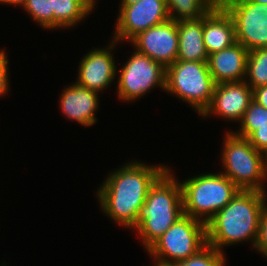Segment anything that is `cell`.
<instances>
[{"instance_id":"obj_15","label":"cell","mask_w":267,"mask_h":266,"mask_svg":"<svg viewBox=\"0 0 267 266\" xmlns=\"http://www.w3.org/2000/svg\"><path fill=\"white\" fill-rule=\"evenodd\" d=\"M98 92L81 87L76 83L64 88L60 96V108L68 119L83 126L96 123L95 112L98 110Z\"/></svg>"},{"instance_id":"obj_23","label":"cell","mask_w":267,"mask_h":266,"mask_svg":"<svg viewBox=\"0 0 267 266\" xmlns=\"http://www.w3.org/2000/svg\"><path fill=\"white\" fill-rule=\"evenodd\" d=\"M23 8L40 26L52 29V0H27Z\"/></svg>"},{"instance_id":"obj_13","label":"cell","mask_w":267,"mask_h":266,"mask_svg":"<svg viewBox=\"0 0 267 266\" xmlns=\"http://www.w3.org/2000/svg\"><path fill=\"white\" fill-rule=\"evenodd\" d=\"M252 100L253 89L245 81L216 84L212 101L201 116L217 114L240 123Z\"/></svg>"},{"instance_id":"obj_8","label":"cell","mask_w":267,"mask_h":266,"mask_svg":"<svg viewBox=\"0 0 267 266\" xmlns=\"http://www.w3.org/2000/svg\"><path fill=\"white\" fill-rule=\"evenodd\" d=\"M166 68L135 50L120 69L117 94L124 102L141 98L154 87L165 91Z\"/></svg>"},{"instance_id":"obj_11","label":"cell","mask_w":267,"mask_h":266,"mask_svg":"<svg viewBox=\"0 0 267 266\" xmlns=\"http://www.w3.org/2000/svg\"><path fill=\"white\" fill-rule=\"evenodd\" d=\"M135 50L167 68L177 60L178 30L177 21H167L153 26L130 41Z\"/></svg>"},{"instance_id":"obj_18","label":"cell","mask_w":267,"mask_h":266,"mask_svg":"<svg viewBox=\"0 0 267 266\" xmlns=\"http://www.w3.org/2000/svg\"><path fill=\"white\" fill-rule=\"evenodd\" d=\"M95 0H52V30L78 24L95 9Z\"/></svg>"},{"instance_id":"obj_25","label":"cell","mask_w":267,"mask_h":266,"mask_svg":"<svg viewBox=\"0 0 267 266\" xmlns=\"http://www.w3.org/2000/svg\"><path fill=\"white\" fill-rule=\"evenodd\" d=\"M254 248L267 258V209L260 220L258 239Z\"/></svg>"},{"instance_id":"obj_22","label":"cell","mask_w":267,"mask_h":266,"mask_svg":"<svg viewBox=\"0 0 267 266\" xmlns=\"http://www.w3.org/2000/svg\"><path fill=\"white\" fill-rule=\"evenodd\" d=\"M225 263L224 252H220L207 244L192 257L177 261L170 266H225Z\"/></svg>"},{"instance_id":"obj_28","label":"cell","mask_w":267,"mask_h":266,"mask_svg":"<svg viewBox=\"0 0 267 266\" xmlns=\"http://www.w3.org/2000/svg\"><path fill=\"white\" fill-rule=\"evenodd\" d=\"M27 2V0H0V3H4L7 5H14V6H18L21 5V7H23V5Z\"/></svg>"},{"instance_id":"obj_26","label":"cell","mask_w":267,"mask_h":266,"mask_svg":"<svg viewBox=\"0 0 267 266\" xmlns=\"http://www.w3.org/2000/svg\"><path fill=\"white\" fill-rule=\"evenodd\" d=\"M8 58L5 50H0V97L9 91Z\"/></svg>"},{"instance_id":"obj_4","label":"cell","mask_w":267,"mask_h":266,"mask_svg":"<svg viewBox=\"0 0 267 266\" xmlns=\"http://www.w3.org/2000/svg\"><path fill=\"white\" fill-rule=\"evenodd\" d=\"M180 185L184 214L205 224L240 191L221 172L200 174Z\"/></svg>"},{"instance_id":"obj_5","label":"cell","mask_w":267,"mask_h":266,"mask_svg":"<svg viewBox=\"0 0 267 266\" xmlns=\"http://www.w3.org/2000/svg\"><path fill=\"white\" fill-rule=\"evenodd\" d=\"M221 153L225 169L222 174L228 177L240 190L266 193L263 184L267 180L266 156L259 152L247 138L231 132L225 134Z\"/></svg>"},{"instance_id":"obj_27","label":"cell","mask_w":267,"mask_h":266,"mask_svg":"<svg viewBox=\"0 0 267 266\" xmlns=\"http://www.w3.org/2000/svg\"><path fill=\"white\" fill-rule=\"evenodd\" d=\"M253 100L267 108V85L253 89Z\"/></svg>"},{"instance_id":"obj_29","label":"cell","mask_w":267,"mask_h":266,"mask_svg":"<svg viewBox=\"0 0 267 266\" xmlns=\"http://www.w3.org/2000/svg\"><path fill=\"white\" fill-rule=\"evenodd\" d=\"M214 7H222L227 0H208Z\"/></svg>"},{"instance_id":"obj_6","label":"cell","mask_w":267,"mask_h":266,"mask_svg":"<svg viewBox=\"0 0 267 266\" xmlns=\"http://www.w3.org/2000/svg\"><path fill=\"white\" fill-rule=\"evenodd\" d=\"M215 85L207 62L176 60L166 68L165 91L190 104L199 115L209 107Z\"/></svg>"},{"instance_id":"obj_7","label":"cell","mask_w":267,"mask_h":266,"mask_svg":"<svg viewBox=\"0 0 267 266\" xmlns=\"http://www.w3.org/2000/svg\"><path fill=\"white\" fill-rule=\"evenodd\" d=\"M206 245V224L184 214L147 249V252L154 258L155 264L170 266L192 257Z\"/></svg>"},{"instance_id":"obj_1","label":"cell","mask_w":267,"mask_h":266,"mask_svg":"<svg viewBox=\"0 0 267 266\" xmlns=\"http://www.w3.org/2000/svg\"><path fill=\"white\" fill-rule=\"evenodd\" d=\"M168 168L134 161L114 170L97 191L101 210L116 224L135 229L150 187Z\"/></svg>"},{"instance_id":"obj_14","label":"cell","mask_w":267,"mask_h":266,"mask_svg":"<svg viewBox=\"0 0 267 266\" xmlns=\"http://www.w3.org/2000/svg\"><path fill=\"white\" fill-rule=\"evenodd\" d=\"M249 51L240 43L208 55V68L215 84L242 82L246 78Z\"/></svg>"},{"instance_id":"obj_19","label":"cell","mask_w":267,"mask_h":266,"mask_svg":"<svg viewBox=\"0 0 267 266\" xmlns=\"http://www.w3.org/2000/svg\"><path fill=\"white\" fill-rule=\"evenodd\" d=\"M170 19L196 20L205 16L214 6L208 0H166Z\"/></svg>"},{"instance_id":"obj_20","label":"cell","mask_w":267,"mask_h":266,"mask_svg":"<svg viewBox=\"0 0 267 266\" xmlns=\"http://www.w3.org/2000/svg\"><path fill=\"white\" fill-rule=\"evenodd\" d=\"M245 82L252 89L267 85V48L249 51Z\"/></svg>"},{"instance_id":"obj_24","label":"cell","mask_w":267,"mask_h":266,"mask_svg":"<svg viewBox=\"0 0 267 266\" xmlns=\"http://www.w3.org/2000/svg\"><path fill=\"white\" fill-rule=\"evenodd\" d=\"M247 139L259 152L267 155V124L259 126Z\"/></svg>"},{"instance_id":"obj_16","label":"cell","mask_w":267,"mask_h":266,"mask_svg":"<svg viewBox=\"0 0 267 266\" xmlns=\"http://www.w3.org/2000/svg\"><path fill=\"white\" fill-rule=\"evenodd\" d=\"M203 40L208 55L236 43L234 22L223 7H213L203 16Z\"/></svg>"},{"instance_id":"obj_31","label":"cell","mask_w":267,"mask_h":266,"mask_svg":"<svg viewBox=\"0 0 267 266\" xmlns=\"http://www.w3.org/2000/svg\"><path fill=\"white\" fill-rule=\"evenodd\" d=\"M249 2H255V3H262V4H265L267 5V0H247Z\"/></svg>"},{"instance_id":"obj_9","label":"cell","mask_w":267,"mask_h":266,"mask_svg":"<svg viewBox=\"0 0 267 266\" xmlns=\"http://www.w3.org/2000/svg\"><path fill=\"white\" fill-rule=\"evenodd\" d=\"M222 7L232 17L236 42L248 51L267 48V5L247 0H227Z\"/></svg>"},{"instance_id":"obj_10","label":"cell","mask_w":267,"mask_h":266,"mask_svg":"<svg viewBox=\"0 0 267 266\" xmlns=\"http://www.w3.org/2000/svg\"><path fill=\"white\" fill-rule=\"evenodd\" d=\"M168 19L166 0H139L130 6H120L112 39L129 42L141 32Z\"/></svg>"},{"instance_id":"obj_17","label":"cell","mask_w":267,"mask_h":266,"mask_svg":"<svg viewBox=\"0 0 267 266\" xmlns=\"http://www.w3.org/2000/svg\"><path fill=\"white\" fill-rule=\"evenodd\" d=\"M177 60L207 62L208 53L203 40V17L177 21Z\"/></svg>"},{"instance_id":"obj_21","label":"cell","mask_w":267,"mask_h":266,"mask_svg":"<svg viewBox=\"0 0 267 266\" xmlns=\"http://www.w3.org/2000/svg\"><path fill=\"white\" fill-rule=\"evenodd\" d=\"M240 122L241 127L237 132L234 131L233 133L240 137L248 138L259 126L267 124V108L252 100Z\"/></svg>"},{"instance_id":"obj_30","label":"cell","mask_w":267,"mask_h":266,"mask_svg":"<svg viewBox=\"0 0 267 266\" xmlns=\"http://www.w3.org/2000/svg\"><path fill=\"white\" fill-rule=\"evenodd\" d=\"M139 0H121L120 6H130L135 4Z\"/></svg>"},{"instance_id":"obj_12","label":"cell","mask_w":267,"mask_h":266,"mask_svg":"<svg viewBox=\"0 0 267 266\" xmlns=\"http://www.w3.org/2000/svg\"><path fill=\"white\" fill-rule=\"evenodd\" d=\"M117 43V41L112 40L109 46L104 47V49L94 48L89 51L80 62L78 78L75 83L98 93L107 89L117 77L118 70L113 54L110 52L115 49Z\"/></svg>"},{"instance_id":"obj_3","label":"cell","mask_w":267,"mask_h":266,"mask_svg":"<svg viewBox=\"0 0 267 266\" xmlns=\"http://www.w3.org/2000/svg\"><path fill=\"white\" fill-rule=\"evenodd\" d=\"M171 172L168 168L150 187L135 228L145 249L184 215L180 181Z\"/></svg>"},{"instance_id":"obj_2","label":"cell","mask_w":267,"mask_h":266,"mask_svg":"<svg viewBox=\"0 0 267 266\" xmlns=\"http://www.w3.org/2000/svg\"><path fill=\"white\" fill-rule=\"evenodd\" d=\"M267 193L240 190L207 223V244L220 252L225 246L251 240L255 247L260 220L267 209ZM223 247V248H222Z\"/></svg>"}]
</instances>
